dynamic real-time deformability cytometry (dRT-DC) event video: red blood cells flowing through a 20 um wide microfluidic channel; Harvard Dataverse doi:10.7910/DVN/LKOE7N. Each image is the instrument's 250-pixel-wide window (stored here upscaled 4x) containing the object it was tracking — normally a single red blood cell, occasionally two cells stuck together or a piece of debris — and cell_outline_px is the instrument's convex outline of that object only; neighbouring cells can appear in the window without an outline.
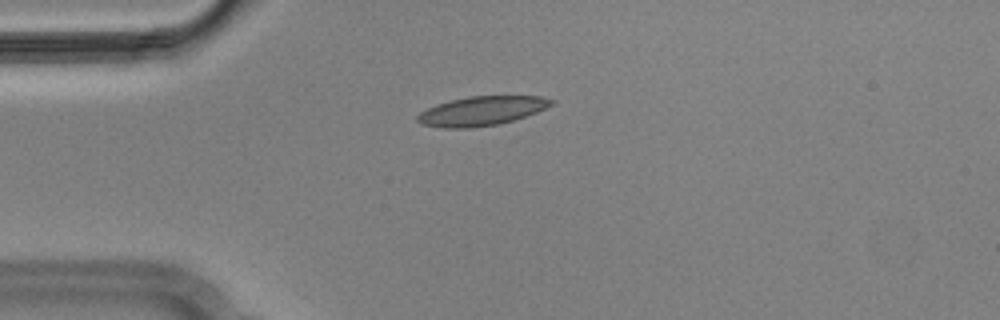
{"species": "Egyptian fruit bat (a non-hibernating species)", "species_latin": "Rousettus aegyptiacus", "temperature_condition": "cold", "stored_images_in_passage": 4, "camera_frame_rate_fps": 3000, "um_per_image_px": 0.085, "animal": {"sex": "male"}, "frame": {"image": 1, "passage_image": 3, "time_ms": 0.667, "image_size_px": [1000, 320], "cell_outline_px": [[556, 100], [552, 104], [536, 112], [500, 124], [472, 128], [444, 128], [420, 124], [416, 120], [416, 116], [420, 112], [428, 108], [452, 100], [468, 96], [540, 96]], "centroid_in_image_um": [40.92, 9.44], "position_along_channel_um": 44.1, "area_um2": 22.6}}